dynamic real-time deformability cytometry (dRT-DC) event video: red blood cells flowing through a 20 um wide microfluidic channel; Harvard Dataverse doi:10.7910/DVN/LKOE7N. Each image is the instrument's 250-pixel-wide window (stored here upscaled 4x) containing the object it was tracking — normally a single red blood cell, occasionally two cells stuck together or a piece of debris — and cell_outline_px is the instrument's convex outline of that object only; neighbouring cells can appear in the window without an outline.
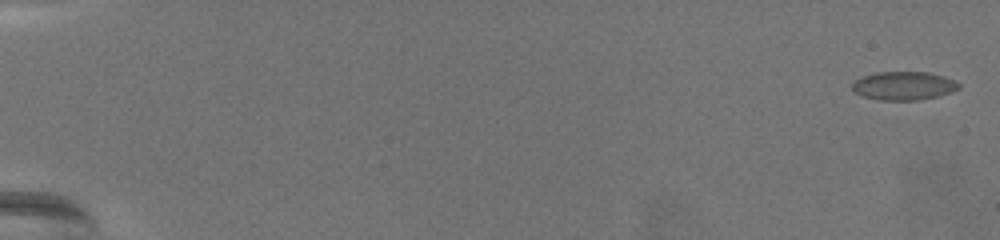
{"species": "common noctule bat (a hibernating species)", "species_latin": "Nyctalus noctula", "temperature_condition": "warm", "stored_images_in_passage": 30, "camera_frame_rate_fps": 3000, "um_per_image_px": 0.085, "animal": {"sex": "female", "body_mass_g": 19.5, "forearm_length_mm": 54.1}, "frame": {"image": 1, "passage_image": 2, "time_ms": 0.333, "image_size_px": [1000, 240], "cell_outline_px": [[960, 88], [952, 92], [920, 100], [880, 100], [864, 96], [852, 92], [852, 84], [856, 80], [864, 76], [876, 72], [928, 72], [944, 76], [956, 80], [960, 84]], "centroid_in_image_um": [76.84, 7.29], "position_along_channel_um": 8.2, "area_um2": 17.74}}
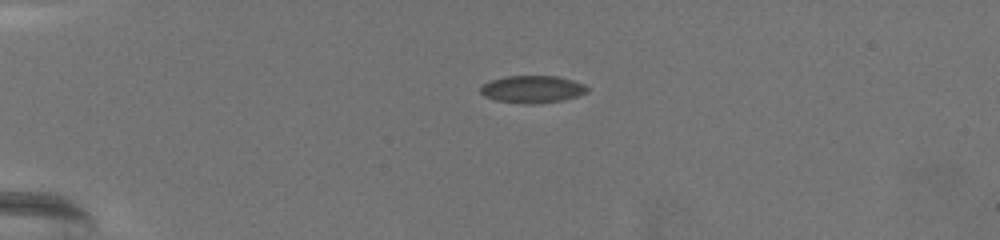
{"frame": {"image": 2, "passage_image": 21, "time_ms": 6.667, "image_size_px": [1000, 240], "cell_outline_px": [[588, 92], [576, 96], [560, 100], [536, 104], [524, 104], [496, 100], [484, 96], [480, 92], [480, 88], [484, 84], [492, 80], [508, 76], [556, 76], [572, 80], [584, 84], [588, 88]], "centroid_in_image_um": [45.24, 7.59], "position_along_channel_um": 39.8, "area_um2": 16.82}}